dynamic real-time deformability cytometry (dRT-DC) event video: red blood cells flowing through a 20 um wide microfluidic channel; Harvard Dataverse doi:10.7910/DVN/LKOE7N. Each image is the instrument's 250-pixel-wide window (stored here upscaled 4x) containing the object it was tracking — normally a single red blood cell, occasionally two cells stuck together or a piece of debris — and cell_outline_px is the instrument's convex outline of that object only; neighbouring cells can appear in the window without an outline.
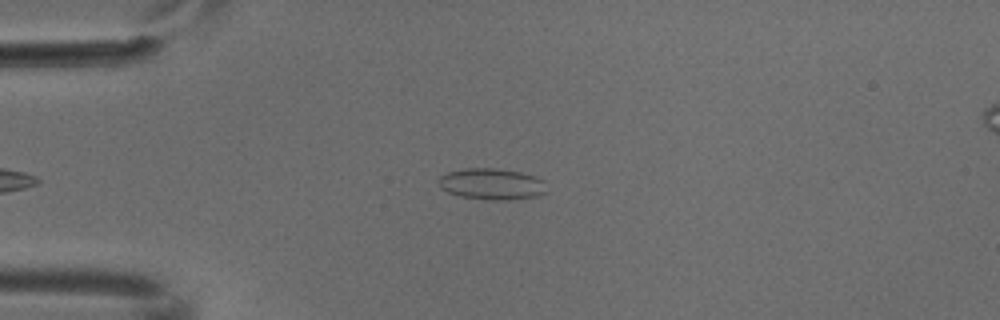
{"species": "common noctule bat (a hibernating species)", "species_latin": "Nyctalus noctula", "temperature_condition": "cold", "stored_images_in_passage": 5, "camera_frame_rate_fps": 3000, "um_per_image_px": 0.085, "animal": {"sex": "male", "body_mass_g": 18.8}, "frame": {"image": 1, "passage_image": 5, "time_ms": 1.333, "image_size_px": [1000, 320], "cell_outline_px": [[544, 192], [540, 196], [508, 200], [488, 200], [460, 196], [448, 192], [440, 188], [440, 176], [448, 172], [464, 168], [492, 168], [520, 172], [536, 176], [544, 180]], "centroid_in_image_um": [41.8, 15.64], "position_along_channel_um": 43.2, "area_um2": 19.65}}